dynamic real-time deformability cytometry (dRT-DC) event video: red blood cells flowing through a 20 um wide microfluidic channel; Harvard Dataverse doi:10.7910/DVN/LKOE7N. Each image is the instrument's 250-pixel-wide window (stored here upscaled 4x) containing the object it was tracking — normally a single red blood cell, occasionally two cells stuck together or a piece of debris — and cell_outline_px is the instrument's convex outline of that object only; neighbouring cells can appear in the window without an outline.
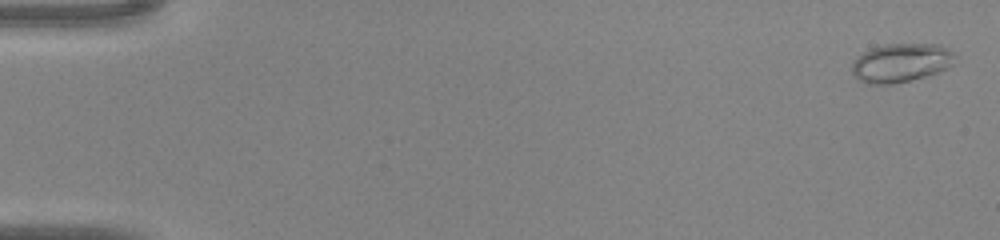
{"species": "common noctule bat (a hibernating species)", "species_latin": "Nyctalus noctula", "temperature_condition": "warm", "stored_images_in_passage": 47, "camera_frame_rate_fps": 3000, "um_per_image_px": 0.085, "animal": {"sex": "male", "body_mass_g": 20.0, "forearm_length_mm": 53.3}, "frame": {"image": 1, "passage_image": 2, "time_ms": 0.333, "image_size_px": [1000, 240], "cell_outline_px": [[956, 52], [952, 64], [948, 68], [928, 76], [892, 84], [864, 84], [852, 72], [852, 60], [864, 52], [872, 48], [884, 44], [940, 44]], "centroid_in_image_um": [76.6, 5.33], "position_along_channel_um": 8.4, "area_um2": 23.47}}
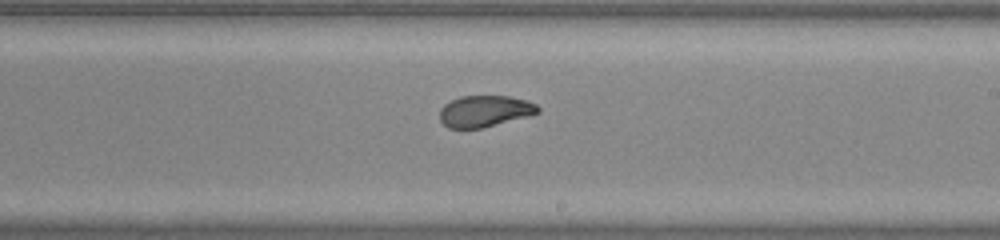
{"frame": {"image": 2, "passage_image": 29, "time_ms": 9.333, "image_size_px": [1000, 240], "cell_outline_px": [[540, 112], [480, 128], [448, 128], [440, 120], [440, 108], [444, 104], [460, 96], [508, 96], [528, 100], [536, 104], [540, 108]], "centroid_in_image_um": [41.18, 9.43], "position_along_channel_um": 247.8, "area_um2": 17.74}}
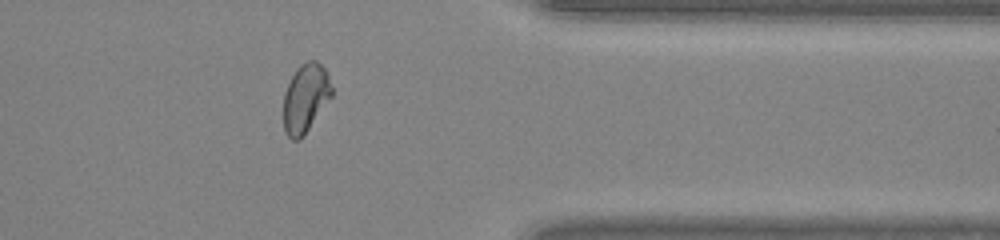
{"frame": {"image": 3, "passage_image": 39, "time_ms": 12.667, "image_size_px": [1000, 240], "cell_outline_px": [[332, 96], [304, 136], [300, 140], [292, 140], [284, 132], [284, 92], [296, 68], [300, 64], [308, 60], [316, 60], [324, 68], [328, 76], [332, 88]], "centroid_in_image_um": [25.96, 8.35], "position_along_channel_um": 385.4, "area_um2": 19.36}}